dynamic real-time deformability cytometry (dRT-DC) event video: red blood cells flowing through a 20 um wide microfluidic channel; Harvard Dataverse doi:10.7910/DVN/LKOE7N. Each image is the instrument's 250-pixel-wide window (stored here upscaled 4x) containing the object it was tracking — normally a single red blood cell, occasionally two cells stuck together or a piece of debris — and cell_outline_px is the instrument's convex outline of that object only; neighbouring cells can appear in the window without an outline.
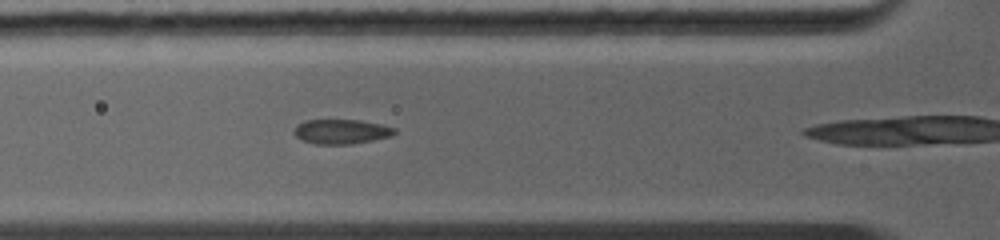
{"species": "common noctule bat (a hibernating species)", "species_latin": "Nyctalus noctula", "temperature_condition": "warm", "stored_images_in_passage": 19, "camera_frame_rate_fps": 5000, "um_per_image_px": 0.085, "animal": {"sex": "female", "body_mass_g": 19.0, "forearm_length_mm": 56.7}, "frame": {"image": 1, "passage_image": 4, "time_ms": 1.4, "image_size_px": [1000, 240], "cell_outline_px": [[396, 132], [392, 136], [352, 144], [316, 144], [300, 140], [292, 132], [296, 124], [304, 120], [360, 120], [380, 124], [396, 128]], "centroid_in_image_um": [28.97, 11.18], "position_along_channel_um": 96.8, "area_um2": 14.57}}